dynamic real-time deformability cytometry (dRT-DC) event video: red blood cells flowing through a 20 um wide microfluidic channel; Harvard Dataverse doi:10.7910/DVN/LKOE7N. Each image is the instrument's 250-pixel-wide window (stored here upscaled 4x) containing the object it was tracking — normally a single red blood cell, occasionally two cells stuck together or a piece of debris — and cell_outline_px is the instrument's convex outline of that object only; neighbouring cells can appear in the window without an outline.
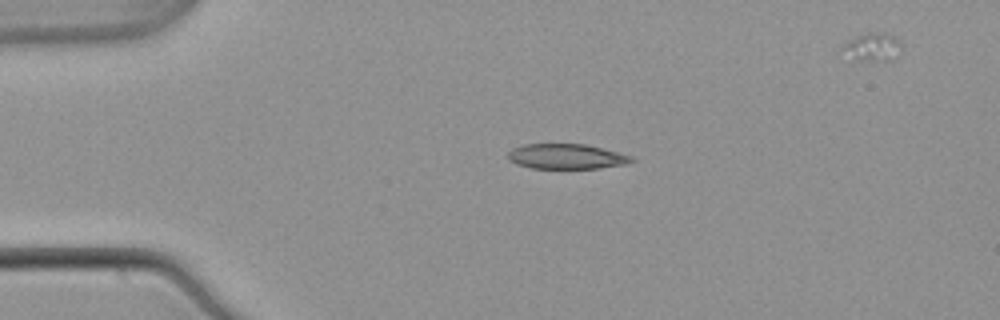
{"species": "common noctule bat (a hibernating species)", "species_latin": "Nyctalus noctula", "temperature_condition": "warm", "stored_images_in_passage": 39, "camera_frame_rate_fps": 3000, "um_per_image_px": 0.085, "animal": {"sex": "male", "body_mass_g": 21.5, "forearm_length_mm": 52.0}, "frame": {"image": 1, "passage_image": 1, "time_ms": 0.0, "image_size_px": [1000, 320], "cell_outline_px": [[636, 160], [628, 164], [600, 168], [532, 168], [516, 164], [508, 160], [508, 152], [512, 148], [524, 144], [584, 144], [632, 156]], "centroid_in_image_um": [48.13, 13.3], "position_along_channel_um": 36.9, "area_um2": 18.03}}
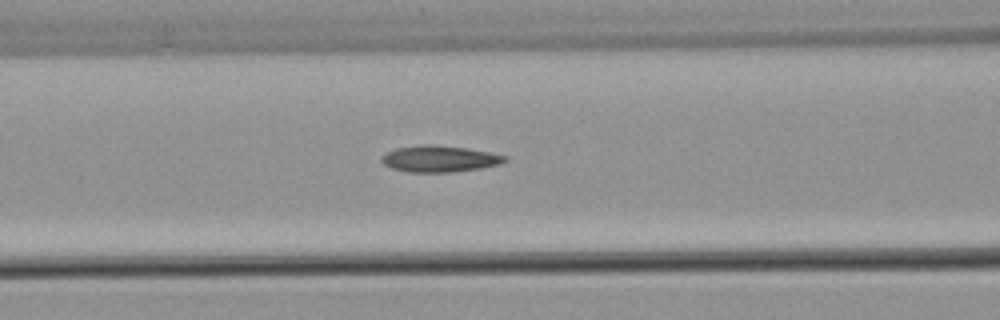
{"frame": {"image": 2, "passage_image": 11, "time_ms": 3.333, "image_size_px": [1000, 320], "cell_outline_px": [[508, 160], [500, 164], [480, 168], [452, 172], [408, 172], [392, 168], [384, 164], [380, 160], [380, 156], [396, 148], [420, 144], [432, 144], [464, 148], [488, 152], [508, 156]], "centroid_in_image_um": [37.34, 13.49], "position_along_channel_um": 129.3, "area_um2": 18.96}}
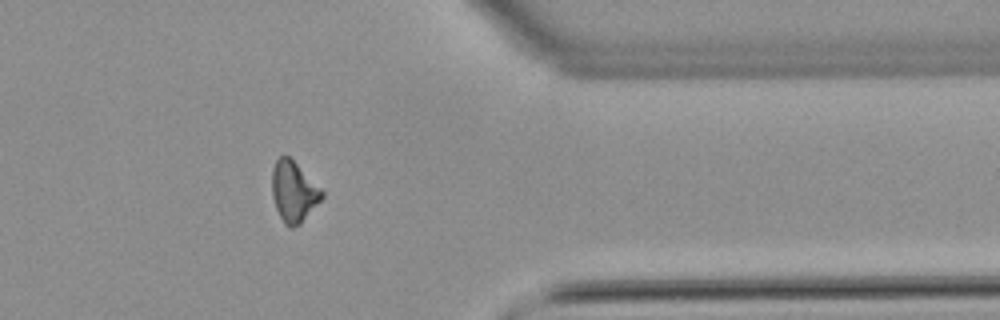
{"frame": {"image": 3, "passage_image": 32, "time_ms": 10.333, "image_size_px": [1000, 320], "cell_outline_px": [[324, 196], [300, 224], [292, 228], [288, 228], [284, 224], [276, 208], [272, 196], [272, 168], [276, 160], [280, 156], [288, 156], [324, 192]], "centroid_in_image_um": [24.94, 16.32], "position_along_channel_um": 386.5, "area_um2": 17.34}}